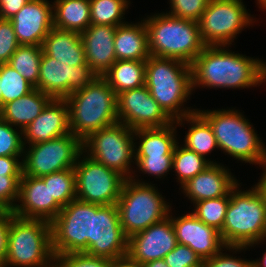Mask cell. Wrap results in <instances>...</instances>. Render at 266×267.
<instances>
[{
	"instance_id": "484cf974",
	"label": "cell",
	"mask_w": 266,
	"mask_h": 267,
	"mask_svg": "<svg viewBox=\"0 0 266 267\" xmlns=\"http://www.w3.org/2000/svg\"><path fill=\"white\" fill-rule=\"evenodd\" d=\"M52 98L38 89L4 104L0 117L22 131L35 120Z\"/></svg>"
},
{
	"instance_id": "30bf717a",
	"label": "cell",
	"mask_w": 266,
	"mask_h": 267,
	"mask_svg": "<svg viewBox=\"0 0 266 267\" xmlns=\"http://www.w3.org/2000/svg\"><path fill=\"white\" fill-rule=\"evenodd\" d=\"M102 205L72 200L50 222L54 255L85 252L92 238L93 214Z\"/></svg>"
},
{
	"instance_id": "ac0fdd59",
	"label": "cell",
	"mask_w": 266,
	"mask_h": 267,
	"mask_svg": "<svg viewBox=\"0 0 266 267\" xmlns=\"http://www.w3.org/2000/svg\"><path fill=\"white\" fill-rule=\"evenodd\" d=\"M170 214L177 243L190 247L202 261L210 259L225 247L220 232L206 225L192 212L176 218L172 212Z\"/></svg>"
},
{
	"instance_id": "f546056e",
	"label": "cell",
	"mask_w": 266,
	"mask_h": 267,
	"mask_svg": "<svg viewBox=\"0 0 266 267\" xmlns=\"http://www.w3.org/2000/svg\"><path fill=\"white\" fill-rule=\"evenodd\" d=\"M186 121L187 124L190 123V127L185 135L183 146L205 158L212 150L218 149L210 124L197 111L175 120V123L180 127Z\"/></svg>"
},
{
	"instance_id": "6da1fadb",
	"label": "cell",
	"mask_w": 266,
	"mask_h": 267,
	"mask_svg": "<svg viewBox=\"0 0 266 267\" xmlns=\"http://www.w3.org/2000/svg\"><path fill=\"white\" fill-rule=\"evenodd\" d=\"M191 69L192 90L200 86L249 89L266 82V62L232 52L229 46H205Z\"/></svg>"
},
{
	"instance_id": "277c9868",
	"label": "cell",
	"mask_w": 266,
	"mask_h": 267,
	"mask_svg": "<svg viewBox=\"0 0 266 267\" xmlns=\"http://www.w3.org/2000/svg\"><path fill=\"white\" fill-rule=\"evenodd\" d=\"M230 192L225 221L220 236L225 246L253 247L266 240V198L255 184Z\"/></svg>"
},
{
	"instance_id": "4fadbf2b",
	"label": "cell",
	"mask_w": 266,
	"mask_h": 267,
	"mask_svg": "<svg viewBox=\"0 0 266 267\" xmlns=\"http://www.w3.org/2000/svg\"><path fill=\"white\" fill-rule=\"evenodd\" d=\"M76 199L98 205H114L126 178L119 172L91 159L83 152L74 166Z\"/></svg>"
},
{
	"instance_id": "c3c4849f",
	"label": "cell",
	"mask_w": 266,
	"mask_h": 267,
	"mask_svg": "<svg viewBox=\"0 0 266 267\" xmlns=\"http://www.w3.org/2000/svg\"><path fill=\"white\" fill-rule=\"evenodd\" d=\"M109 267H141L128 256L112 259Z\"/></svg>"
},
{
	"instance_id": "d4e9b609",
	"label": "cell",
	"mask_w": 266,
	"mask_h": 267,
	"mask_svg": "<svg viewBox=\"0 0 266 267\" xmlns=\"http://www.w3.org/2000/svg\"><path fill=\"white\" fill-rule=\"evenodd\" d=\"M114 48L116 60H147L150 56L148 31L144 19L116 27Z\"/></svg>"
},
{
	"instance_id": "681fc988",
	"label": "cell",
	"mask_w": 266,
	"mask_h": 267,
	"mask_svg": "<svg viewBox=\"0 0 266 267\" xmlns=\"http://www.w3.org/2000/svg\"><path fill=\"white\" fill-rule=\"evenodd\" d=\"M141 267H169L164 259L149 261Z\"/></svg>"
},
{
	"instance_id": "e0dca14e",
	"label": "cell",
	"mask_w": 266,
	"mask_h": 267,
	"mask_svg": "<svg viewBox=\"0 0 266 267\" xmlns=\"http://www.w3.org/2000/svg\"><path fill=\"white\" fill-rule=\"evenodd\" d=\"M177 238L168 216L128 238L127 256L139 266L164 259L177 245Z\"/></svg>"
},
{
	"instance_id": "f35d334b",
	"label": "cell",
	"mask_w": 266,
	"mask_h": 267,
	"mask_svg": "<svg viewBox=\"0 0 266 267\" xmlns=\"http://www.w3.org/2000/svg\"><path fill=\"white\" fill-rule=\"evenodd\" d=\"M135 165L139 172L160 179L173 169V156H135Z\"/></svg>"
},
{
	"instance_id": "52a82bcc",
	"label": "cell",
	"mask_w": 266,
	"mask_h": 267,
	"mask_svg": "<svg viewBox=\"0 0 266 267\" xmlns=\"http://www.w3.org/2000/svg\"><path fill=\"white\" fill-rule=\"evenodd\" d=\"M5 267H54L51 223L11 218Z\"/></svg>"
},
{
	"instance_id": "4dcf8cb0",
	"label": "cell",
	"mask_w": 266,
	"mask_h": 267,
	"mask_svg": "<svg viewBox=\"0 0 266 267\" xmlns=\"http://www.w3.org/2000/svg\"><path fill=\"white\" fill-rule=\"evenodd\" d=\"M42 53L41 46L20 45L11 55L7 64L36 88L39 79Z\"/></svg>"
},
{
	"instance_id": "cb8c5ba5",
	"label": "cell",
	"mask_w": 266,
	"mask_h": 267,
	"mask_svg": "<svg viewBox=\"0 0 266 267\" xmlns=\"http://www.w3.org/2000/svg\"><path fill=\"white\" fill-rule=\"evenodd\" d=\"M41 47L44 54L64 64H88L81 34L78 32L53 27Z\"/></svg>"
},
{
	"instance_id": "ffe728a7",
	"label": "cell",
	"mask_w": 266,
	"mask_h": 267,
	"mask_svg": "<svg viewBox=\"0 0 266 267\" xmlns=\"http://www.w3.org/2000/svg\"><path fill=\"white\" fill-rule=\"evenodd\" d=\"M10 21L20 45L42 46L53 28L52 4L48 0H30Z\"/></svg>"
},
{
	"instance_id": "ab89813d",
	"label": "cell",
	"mask_w": 266,
	"mask_h": 267,
	"mask_svg": "<svg viewBox=\"0 0 266 267\" xmlns=\"http://www.w3.org/2000/svg\"><path fill=\"white\" fill-rule=\"evenodd\" d=\"M210 0H170V10L166 13L173 17L199 21Z\"/></svg>"
},
{
	"instance_id": "f907efd6",
	"label": "cell",
	"mask_w": 266,
	"mask_h": 267,
	"mask_svg": "<svg viewBox=\"0 0 266 267\" xmlns=\"http://www.w3.org/2000/svg\"><path fill=\"white\" fill-rule=\"evenodd\" d=\"M253 267H266V251L263 253L262 258L253 260Z\"/></svg>"
},
{
	"instance_id": "b9f144b4",
	"label": "cell",
	"mask_w": 266,
	"mask_h": 267,
	"mask_svg": "<svg viewBox=\"0 0 266 267\" xmlns=\"http://www.w3.org/2000/svg\"><path fill=\"white\" fill-rule=\"evenodd\" d=\"M169 267H203L201 258L187 245L177 244L164 257Z\"/></svg>"
},
{
	"instance_id": "4316f807",
	"label": "cell",
	"mask_w": 266,
	"mask_h": 267,
	"mask_svg": "<svg viewBox=\"0 0 266 267\" xmlns=\"http://www.w3.org/2000/svg\"><path fill=\"white\" fill-rule=\"evenodd\" d=\"M175 121L164 127L134 130V139L140 140L135 145V156H173L178 143Z\"/></svg>"
},
{
	"instance_id": "60d3db41",
	"label": "cell",
	"mask_w": 266,
	"mask_h": 267,
	"mask_svg": "<svg viewBox=\"0 0 266 267\" xmlns=\"http://www.w3.org/2000/svg\"><path fill=\"white\" fill-rule=\"evenodd\" d=\"M248 246H225L212 256L210 259L203 261V267H253V260L242 259L239 256L236 258L234 255L225 254L223 251L229 250L231 252L246 251ZM224 249V250H223ZM222 251V252H221ZM234 256V257H233Z\"/></svg>"
},
{
	"instance_id": "e575fe53",
	"label": "cell",
	"mask_w": 266,
	"mask_h": 267,
	"mask_svg": "<svg viewBox=\"0 0 266 267\" xmlns=\"http://www.w3.org/2000/svg\"><path fill=\"white\" fill-rule=\"evenodd\" d=\"M35 87L9 64H0V92L4 104L19 99L33 91Z\"/></svg>"
},
{
	"instance_id": "74e56055",
	"label": "cell",
	"mask_w": 266,
	"mask_h": 267,
	"mask_svg": "<svg viewBox=\"0 0 266 267\" xmlns=\"http://www.w3.org/2000/svg\"><path fill=\"white\" fill-rule=\"evenodd\" d=\"M111 259L91 256L84 252L54 255V267H109Z\"/></svg>"
},
{
	"instance_id": "8d00e7d4",
	"label": "cell",
	"mask_w": 266,
	"mask_h": 267,
	"mask_svg": "<svg viewBox=\"0 0 266 267\" xmlns=\"http://www.w3.org/2000/svg\"><path fill=\"white\" fill-rule=\"evenodd\" d=\"M19 132H18V130ZM24 152L22 130L0 117V156H22Z\"/></svg>"
},
{
	"instance_id": "5b68a950",
	"label": "cell",
	"mask_w": 266,
	"mask_h": 267,
	"mask_svg": "<svg viewBox=\"0 0 266 267\" xmlns=\"http://www.w3.org/2000/svg\"><path fill=\"white\" fill-rule=\"evenodd\" d=\"M210 124L218 149L230 157L262 166L266 162V145L249 120L238 110H197Z\"/></svg>"
},
{
	"instance_id": "db71d44e",
	"label": "cell",
	"mask_w": 266,
	"mask_h": 267,
	"mask_svg": "<svg viewBox=\"0 0 266 267\" xmlns=\"http://www.w3.org/2000/svg\"><path fill=\"white\" fill-rule=\"evenodd\" d=\"M0 267H5V265L3 263H0Z\"/></svg>"
},
{
	"instance_id": "d6a6232c",
	"label": "cell",
	"mask_w": 266,
	"mask_h": 267,
	"mask_svg": "<svg viewBox=\"0 0 266 267\" xmlns=\"http://www.w3.org/2000/svg\"><path fill=\"white\" fill-rule=\"evenodd\" d=\"M91 24L119 26L125 24L130 0H89Z\"/></svg>"
},
{
	"instance_id": "f1b7e54d",
	"label": "cell",
	"mask_w": 266,
	"mask_h": 267,
	"mask_svg": "<svg viewBox=\"0 0 266 267\" xmlns=\"http://www.w3.org/2000/svg\"><path fill=\"white\" fill-rule=\"evenodd\" d=\"M146 60H116L102 75L116 95L145 85Z\"/></svg>"
},
{
	"instance_id": "7a4b0ae2",
	"label": "cell",
	"mask_w": 266,
	"mask_h": 267,
	"mask_svg": "<svg viewBox=\"0 0 266 267\" xmlns=\"http://www.w3.org/2000/svg\"><path fill=\"white\" fill-rule=\"evenodd\" d=\"M65 101L70 132L82 141L94 131L119 122L117 95L102 76L72 92Z\"/></svg>"
},
{
	"instance_id": "ee69618b",
	"label": "cell",
	"mask_w": 266,
	"mask_h": 267,
	"mask_svg": "<svg viewBox=\"0 0 266 267\" xmlns=\"http://www.w3.org/2000/svg\"><path fill=\"white\" fill-rule=\"evenodd\" d=\"M21 176H0V208L13 210L19 197Z\"/></svg>"
},
{
	"instance_id": "f5cc1de1",
	"label": "cell",
	"mask_w": 266,
	"mask_h": 267,
	"mask_svg": "<svg viewBox=\"0 0 266 267\" xmlns=\"http://www.w3.org/2000/svg\"><path fill=\"white\" fill-rule=\"evenodd\" d=\"M3 109V97H2V94L0 92V112L2 111Z\"/></svg>"
},
{
	"instance_id": "44dd1931",
	"label": "cell",
	"mask_w": 266,
	"mask_h": 267,
	"mask_svg": "<svg viewBox=\"0 0 266 267\" xmlns=\"http://www.w3.org/2000/svg\"><path fill=\"white\" fill-rule=\"evenodd\" d=\"M229 168L223 164L212 163L204 171L187 180L181 188L183 194L194 204L198 201L230 196L238 185Z\"/></svg>"
},
{
	"instance_id": "d6986e66",
	"label": "cell",
	"mask_w": 266,
	"mask_h": 267,
	"mask_svg": "<svg viewBox=\"0 0 266 267\" xmlns=\"http://www.w3.org/2000/svg\"><path fill=\"white\" fill-rule=\"evenodd\" d=\"M17 202L13 214L25 219L51 222L62 209L55 199H51L49 185H45L41 177L21 176Z\"/></svg>"
},
{
	"instance_id": "7402d4cb",
	"label": "cell",
	"mask_w": 266,
	"mask_h": 267,
	"mask_svg": "<svg viewBox=\"0 0 266 267\" xmlns=\"http://www.w3.org/2000/svg\"><path fill=\"white\" fill-rule=\"evenodd\" d=\"M71 133L65 99H52L23 131V145L42 143Z\"/></svg>"
},
{
	"instance_id": "603a6c76",
	"label": "cell",
	"mask_w": 266,
	"mask_h": 267,
	"mask_svg": "<svg viewBox=\"0 0 266 267\" xmlns=\"http://www.w3.org/2000/svg\"><path fill=\"white\" fill-rule=\"evenodd\" d=\"M115 32V26L91 24L81 33L86 61L97 76H102L116 61Z\"/></svg>"
},
{
	"instance_id": "d590c367",
	"label": "cell",
	"mask_w": 266,
	"mask_h": 267,
	"mask_svg": "<svg viewBox=\"0 0 266 267\" xmlns=\"http://www.w3.org/2000/svg\"><path fill=\"white\" fill-rule=\"evenodd\" d=\"M230 196L198 201L193 204L192 213L206 225L212 226L219 232L222 230Z\"/></svg>"
},
{
	"instance_id": "7dc6e473",
	"label": "cell",
	"mask_w": 266,
	"mask_h": 267,
	"mask_svg": "<svg viewBox=\"0 0 266 267\" xmlns=\"http://www.w3.org/2000/svg\"><path fill=\"white\" fill-rule=\"evenodd\" d=\"M30 0H0V18L12 19Z\"/></svg>"
},
{
	"instance_id": "836d02e7",
	"label": "cell",
	"mask_w": 266,
	"mask_h": 267,
	"mask_svg": "<svg viewBox=\"0 0 266 267\" xmlns=\"http://www.w3.org/2000/svg\"><path fill=\"white\" fill-rule=\"evenodd\" d=\"M45 185H49L51 199H55L62 207L76 199V175L74 169L51 173L41 177Z\"/></svg>"
},
{
	"instance_id": "1f68e13d",
	"label": "cell",
	"mask_w": 266,
	"mask_h": 267,
	"mask_svg": "<svg viewBox=\"0 0 266 267\" xmlns=\"http://www.w3.org/2000/svg\"><path fill=\"white\" fill-rule=\"evenodd\" d=\"M176 144L173 153V169L177 176V182L183 185L197 174L204 171L212 163H216L211 159L198 155L194 151L187 149L185 146Z\"/></svg>"
},
{
	"instance_id": "816d5d0a",
	"label": "cell",
	"mask_w": 266,
	"mask_h": 267,
	"mask_svg": "<svg viewBox=\"0 0 266 267\" xmlns=\"http://www.w3.org/2000/svg\"><path fill=\"white\" fill-rule=\"evenodd\" d=\"M257 5H260L259 8L266 9V0H257Z\"/></svg>"
},
{
	"instance_id": "ba28073f",
	"label": "cell",
	"mask_w": 266,
	"mask_h": 267,
	"mask_svg": "<svg viewBox=\"0 0 266 267\" xmlns=\"http://www.w3.org/2000/svg\"><path fill=\"white\" fill-rule=\"evenodd\" d=\"M154 185L137 180L134 176L125 180L116 205L127 238L162 221L172 211Z\"/></svg>"
},
{
	"instance_id": "f6af8a7d",
	"label": "cell",
	"mask_w": 266,
	"mask_h": 267,
	"mask_svg": "<svg viewBox=\"0 0 266 267\" xmlns=\"http://www.w3.org/2000/svg\"><path fill=\"white\" fill-rule=\"evenodd\" d=\"M13 210L0 208V263L5 262L7 255L8 233Z\"/></svg>"
},
{
	"instance_id": "8fae6325",
	"label": "cell",
	"mask_w": 266,
	"mask_h": 267,
	"mask_svg": "<svg viewBox=\"0 0 266 267\" xmlns=\"http://www.w3.org/2000/svg\"><path fill=\"white\" fill-rule=\"evenodd\" d=\"M254 20L243 0H210L198 21L200 36L205 46H230Z\"/></svg>"
},
{
	"instance_id": "2e32d148",
	"label": "cell",
	"mask_w": 266,
	"mask_h": 267,
	"mask_svg": "<svg viewBox=\"0 0 266 267\" xmlns=\"http://www.w3.org/2000/svg\"><path fill=\"white\" fill-rule=\"evenodd\" d=\"M127 243L117 205H102L93 214L92 238H89V247L84 253L117 259L127 256Z\"/></svg>"
},
{
	"instance_id": "3957f363",
	"label": "cell",
	"mask_w": 266,
	"mask_h": 267,
	"mask_svg": "<svg viewBox=\"0 0 266 267\" xmlns=\"http://www.w3.org/2000/svg\"><path fill=\"white\" fill-rule=\"evenodd\" d=\"M145 86L174 121L198 110L183 105L193 94L191 65L183 61L150 55L146 60Z\"/></svg>"
},
{
	"instance_id": "83f0119b",
	"label": "cell",
	"mask_w": 266,
	"mask_h": 267,
	"mask_svg": "<svg viewBox=\"0 0 266 267\" xmlns=\"http://www.w3.org/2000/svg\"><path fill=\"white\" fill-rule=\"evenodd\" d=\"M52 12L55 28L81 34L91 25L89 0H54Z\"/></svg>"
},
{
	"instance_id": "8992f818",
	"label": "cell",
	"mask_w": 266,
	"mask_h": 267,
	"mask_svg": "<svg viewBox=\"0 0 266 267\" xmlns=\"http://www.w3.org/2000/svg\"><path fill=\"white\" fill-rule=\"evenodd\" d=\"M144 22L151 56L174 58L191 65L205 48L197 21L161 12L147 16Z\"/></svg>"
},
{
	"instance_id": "7bdbcfd3",
	"label": "cell",
	"mask_w": 266,
	"mask_h": 267,
	"mask_svg": "<svg viewBox=\"0 0 266 267\" xmlns=\"http://www.w3.org/2000/svg\"><path fill=\"white\" fill-rule=\"evenodd\" d=\"M19 46L11 21L0 18V64L8 63Z\"/></svg>"
},
{
	"instance_id": "9a60e30c",
	"label": "cell",
	"mask_w": 266,
	"mask_h": 267,
	"mask_svg": "<svg viewBox=\"0 0 266 267\" xmlns=\"http://www.w3.org/2000/svg\"><path fill=\"white\" fill-rule=\"evenodd\" d=\"M117 106L118 121L132 130L164 127L174 122L145 85L118 94Z\"/></svg>"
},
{
	"instance_id": "7c38bea8",
	"label": "cell",
	"mask_w": 266,
	"mask_h": 267,
	"mask_svg": "<svg viewBox=\"0 0 266 267\" xmlns=\"http://www.w3.org/2000/svg\"><path fill=\"white\" fill-rule=\"evenodd\" d=\"M24 147L22 175L43 177L51 173L74 169L83 152L82 140L72 133L42 143Z\"/></svg>"
},
{
	"instance_id": "5bb4252c",
	"label": "cell",
	"mask_w": 266,
	"mask_h": 267,
	"mask_svg": "<svg viewBox=\"0 0 266 267\" xmlns=\"http://www.w3.org/2000/svg\"><path fill=\"white\" fill-rule=\"evenodd\" d=\"M96 76L88 64L72 66L42 53L36 89L52 99H65L88 85Z\"/></svg>"
},
{
	"instance_id": "bcb514c9",
	"label": "cell",
	"mask_w": 266,
	"mask_h": 267,
	"mask_svg": "<svg viewBox=\"0 0 266 267\" xmlns=\"http://www.w3.org/2000/svg\"><path fill=\"white\" fill-rule=\"evenodd\" d=\"M21 156H0V176H22Z\"/></svg>"
},
{
	"instance_id": "9c48e42d",
	"label": "cell",
	"mask_w": 266,
	"mask_h": 267,
	"mask_svg": "<svg viewBox=\"0 0 266 267\" xmlns=\"http://www.w3.org/2000/svg\"><path fill=\"white\" fill-rule=\"evenodd\" d=\"M134 141V130L118 122L89 134L82 141V148L91 159L131 179L136 172L131 166L135 163Z\"/></svg>"
}]
</instances>
